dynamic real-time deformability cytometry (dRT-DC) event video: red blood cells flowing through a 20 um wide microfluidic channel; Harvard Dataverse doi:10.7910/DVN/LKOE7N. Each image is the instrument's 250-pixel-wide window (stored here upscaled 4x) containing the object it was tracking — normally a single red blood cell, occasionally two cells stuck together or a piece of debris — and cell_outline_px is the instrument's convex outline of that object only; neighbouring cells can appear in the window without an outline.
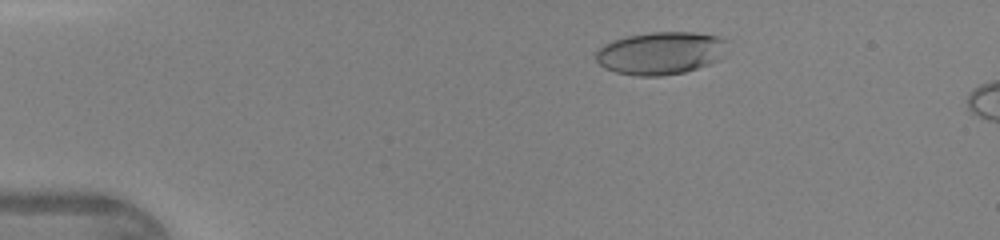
{"species": "human", "species_latin": "Homo sapiens", "temperature_condition": "warm", "stored_images_in_passage": 47, "camera_frame_rate_fps": 3000, "um_per_image_px": 0.085, "donor": {"sex": "female"}, "frame": {"image": 1, "passage_image": 9, "time_ms": 2.667, "image_size_px": [1000, 240], "cell_outline_px": [[724, 56], [720, 60], [684, 72], [660, 76], [636, 76], [616, 72], [604, 68], [596, 60], [596, 52], [604, 44], [612, 40], [628, 36], [652, 32], [696, 32], [716, 36], [724, 40]], "centroid_in_image_um": [56.13, 4.52], "position_along_channel_um": 28.9, "area_um2": 32.54}}
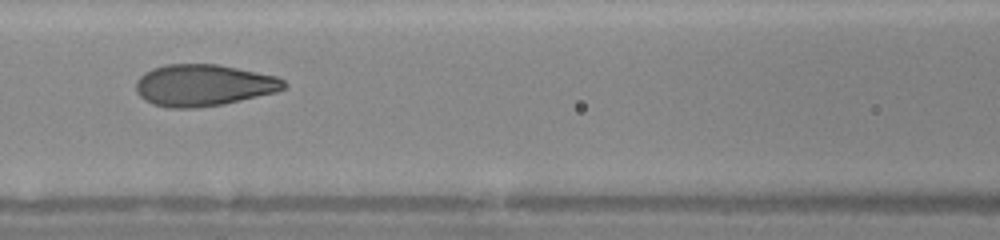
{"frame": {"image": 2, "passage_image": 22, "time_ms": 7.0, "image_size_px": [1000, 240], "cell_outline_px": [[288, 88], [276, 92], [224, 104], [196, 108], [168, 108], [152, 104], [144, 100], [136, 92], [136, 80], [144, 72], [152, 68], [164, 64], [220, 64], [276, 76], [284, 80], [288, 84]], "centroid_in_image_um": [17.3, 7.24], "position_along_channel_um": 149.3, "area_um2": 36.36}}
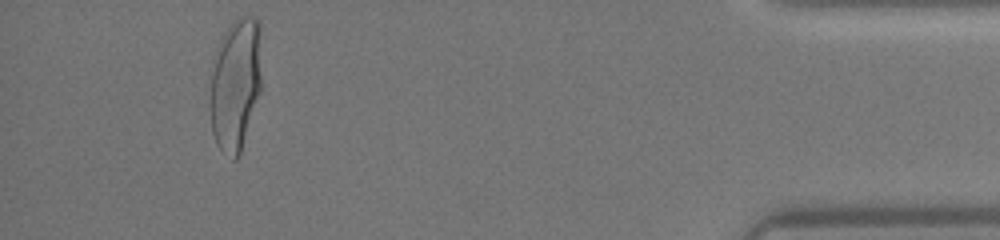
{"frame": {"image": 3, "passage_image": 44, "time_ms": 14.333, "image_size_px": [1000, 240], "cell_outline_px": [[260, 92], [240, 152], [236, 160], [232, 160], [216, 144], [212, 132], [208, 72], [220, 40], [228, 24], [232, 20], [240, 16], [252, 16], [260, 20]], "centroid_in_image_um": [19.98, 7.1], "position_along_channel_um": 415.2, "area_um2": 40.46}, "authors_computed_cell_mechanics": {"area_um2": 35.258, "velocity_mm_per_s": 4.3853, "shape_relaxation_time_tau1_ms": 3.5353, "shape_relaxation_time_tau2_ms": null, "deformation_change_tau1": 0.1909, "deformation_change_tau2": null}}